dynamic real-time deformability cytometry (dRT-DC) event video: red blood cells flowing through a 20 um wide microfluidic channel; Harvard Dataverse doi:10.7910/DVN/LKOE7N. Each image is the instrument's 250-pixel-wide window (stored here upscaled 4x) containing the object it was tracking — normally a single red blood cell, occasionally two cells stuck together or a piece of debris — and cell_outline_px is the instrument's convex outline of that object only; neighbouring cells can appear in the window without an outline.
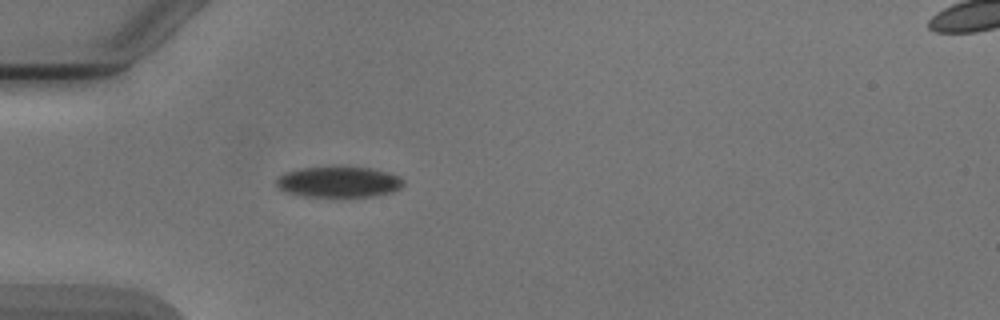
{"species": "Egyptian fruit bat (a non-hibernating species)", "species_latin": "Rousettus aegyptiacus", "temperature_condition": "cold", "stored_images_in_passage": 1, "camera_frame_rate_fps": 3000, "um_per_image_px": 0.085, "animal": {"sex": "male"}, "frame": {"image": 1, "passage_image": 1, "time_ms": 0.0, "image_size_px": [1000, 320], "cell_outline_px": [[404, 184], [400, 188], [392, 192], [372, 196], [300, 196], [288, 192], [280, 188], [276, 184], [276, 176], [284, 172], [300, 168], [372, 168], [400, 176], [404, 180]], "centroid_in_image_um": [28.78, 15.47], "position_along_channel_um": 56.2, "area_um2": 22.48}}